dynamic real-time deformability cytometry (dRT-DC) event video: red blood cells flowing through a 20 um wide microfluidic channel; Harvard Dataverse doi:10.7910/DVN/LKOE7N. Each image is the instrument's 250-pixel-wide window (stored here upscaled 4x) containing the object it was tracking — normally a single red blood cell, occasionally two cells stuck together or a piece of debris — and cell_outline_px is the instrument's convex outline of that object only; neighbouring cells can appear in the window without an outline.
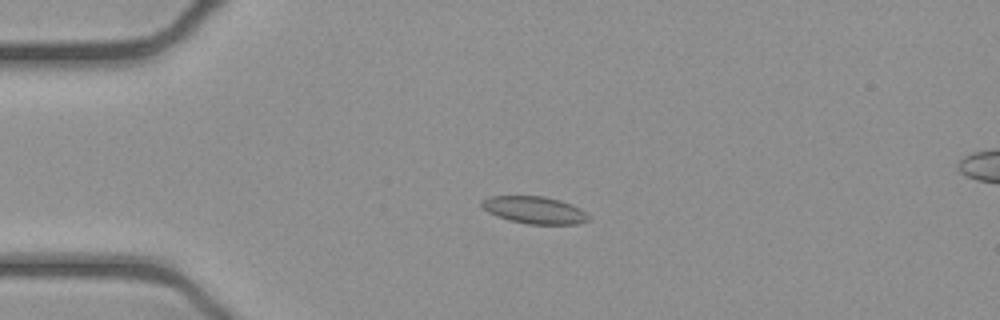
{"species": "common noctule bat (a hibernating species)", "species_latin": "Nyctalus noctula", "temperature_condition": "cold", "stored_images_in_passage": 52, "camera_frame_rate_fps": 3000, "um_per_image_px": 0.085, "animal": {"sex": "female", "body_mass_g": 21.9}, "frame": {"image": 1, "passage_image": 12, "time_ms": 3.667, "image_size_px": [1000, 320], "cell_outline_px": [[588, 220], [576, 224], [528, 224], [508, 220], [496, 216], [488, 212], [480, 204], [480, 200], [492, 196], [544, 196], [560, 200], [572, 204], [580, 208], [588, 216]], "centroid_in_image_um": [45.39, 17.85], "position_along_channel_um": 39.6, "area_um2": 16.94}}
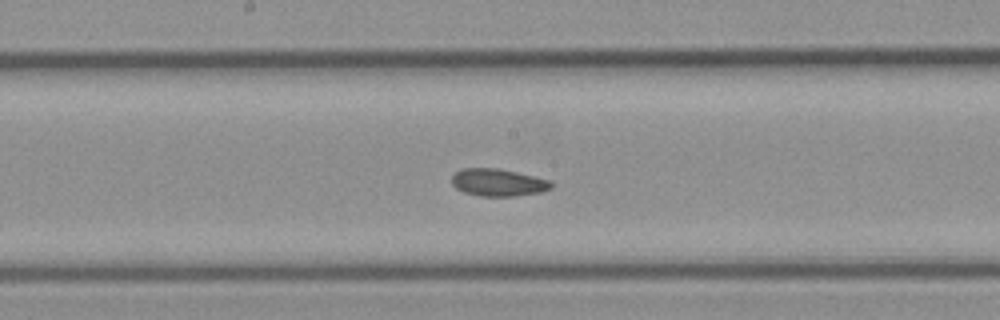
{"frame": {"image": 2, "passage_image": 27, "time_ms": 8.667, "image_size_px": [1000, 320], "cell_outline_px": [[552, 188], [540, 192], [516, 196], [480, 196], [464, 192], [456, 188], [452, 184], [452, 176], [460, 168], [496, 168], [516, 172], [552, 180]], "centroid_in_image_um": [42.34, 15.51], "position_along_channel_um": 205.9, "area_um2": 15.9}}
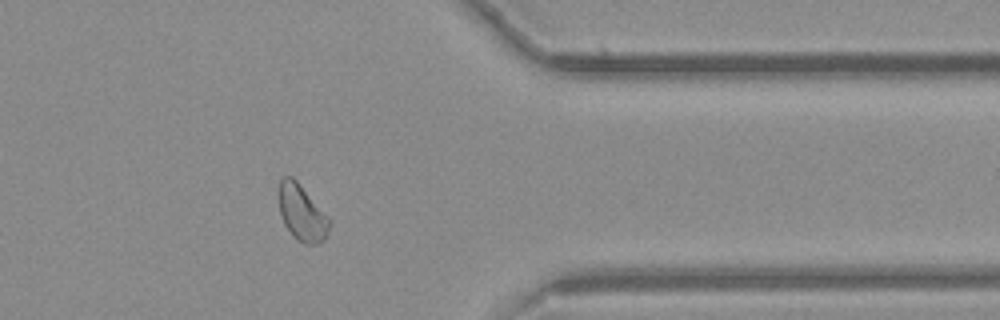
{"frame": {"image": 3, "passage_image": 42, "time_ms": 13.667, "image_size_px": [1000, 320], "cell_outline_px": [[332, 220], [328, 232], [324, 240], [316, 244], [304, 244], [296, 240], [292, 236], [284, 224], [280, 212], [280, 180], [284, 176], [292, 176], [300, 184]], "centroid_in_image_um": [25.69, 18.12], "position_along_channel_um": 385.7, "area_um2": 16.53}, "authors_computed_cell_mechanics": {"area_um2": 16.7331, "velocity_mm_per_s": 3.901, "shape_relaxation_time_tau1_ms": null, "shape_relaxation_time_tau2_ms": 5.4919, "deformation_change_tau1": null, "deformation_change_tau2": 0.1006}}